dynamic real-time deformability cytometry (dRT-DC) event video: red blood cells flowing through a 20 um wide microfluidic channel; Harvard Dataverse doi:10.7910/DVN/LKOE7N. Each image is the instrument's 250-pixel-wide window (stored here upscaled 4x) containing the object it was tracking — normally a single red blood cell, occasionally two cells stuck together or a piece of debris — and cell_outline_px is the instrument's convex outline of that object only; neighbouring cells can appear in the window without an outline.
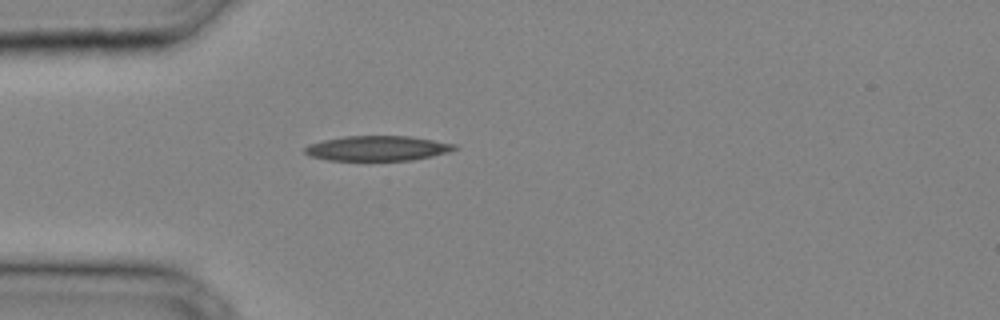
{"species": "common noctule bat (a hibernating species)", "species_latin": "Nyctalus noctula", "temperature_condition": "cold", "stored_images_in_passage": 25, "camera_frame_rate_fps": 3000, "um_per_image_px": 0.085, "animal": {"sex": "male", "body_mass_g": 20.4}, "frame": {"image": 1, "passage_image": 1, "time_ms": 0.0, "image_size_px": [1000, 320], "cell_outline_px": [[460, 148], [448, 152], [432, 156], [412, 160], [328, 160], [308, 156], [304, 152], [304, 148], [308, 144], [324, 140], [344, 136], [408, 136], [456, 144]], "centroid_in_image_um": [32.07, 12.6], "position_along_channel_um": 52.9, "area_um2": 21.79}}
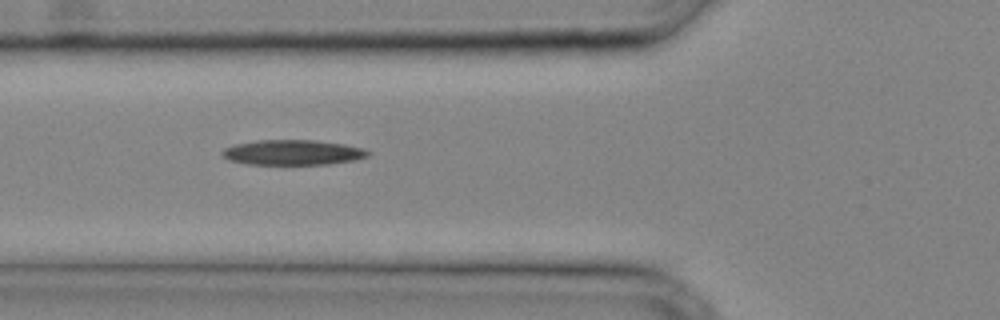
{"frame": {"image": 2, "passage_image": 4, "time_ms": 1.0, "image_size_px": [1000, 320], "cell_outline_px": [[372, 152], [368, 156], [356, 160], [328, 164], [248, 164], [228, 160], [220, 152], [224, 148], [236, 144], [256, 140], [316, 140], [344, 144], [364, 148]], "centroid_in_image_um": [24.91, 12.95], "position_along_channel_um": 100.9, "area_um2": 21.44}}